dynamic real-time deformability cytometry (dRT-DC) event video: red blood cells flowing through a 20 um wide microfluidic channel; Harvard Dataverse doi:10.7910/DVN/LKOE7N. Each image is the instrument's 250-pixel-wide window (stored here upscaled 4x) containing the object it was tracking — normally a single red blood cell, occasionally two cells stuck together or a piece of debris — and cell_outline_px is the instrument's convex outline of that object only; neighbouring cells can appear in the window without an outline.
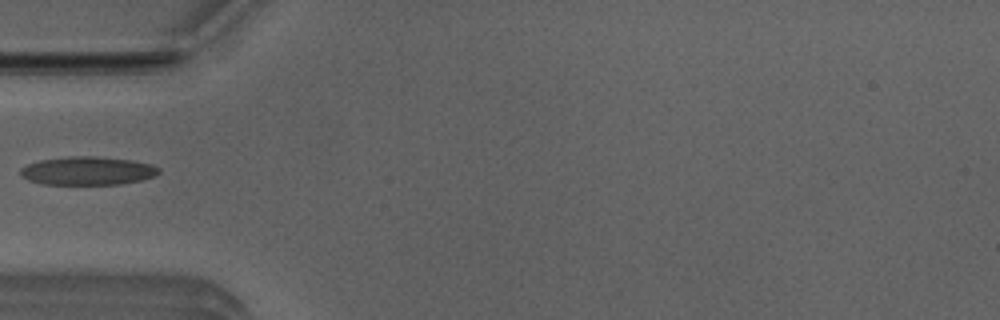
{"species": "Egyptian fruit bat (a non-hibernating species)", "species_latin": "Rousettus aegyptiacus", "temperature_condition": "room temperature", "stored_images_in_passage": 2, "camera_frame_rate_fps": 3000, "um_per_image_px": 0.085, "animal": {"sex": "male"}, "frame": {"image": 1, "passage_image": 2, "time_ms": 0.333, "image_size_px": [1000, 320], "cell_outline_px": [[160, 172], [156, 176], [140, 180], [120, 184], [44, 184], [28, 180], [20, 176], [20, 168], [28, 164], [40, 160], [68, 156], [96, 156], [132, 160], [152, 164], [160, 168]], "centroid_in_image_um": [7.46, 14.51], "position_along_channel_um": 77.5, "area_um2": 23.0}}